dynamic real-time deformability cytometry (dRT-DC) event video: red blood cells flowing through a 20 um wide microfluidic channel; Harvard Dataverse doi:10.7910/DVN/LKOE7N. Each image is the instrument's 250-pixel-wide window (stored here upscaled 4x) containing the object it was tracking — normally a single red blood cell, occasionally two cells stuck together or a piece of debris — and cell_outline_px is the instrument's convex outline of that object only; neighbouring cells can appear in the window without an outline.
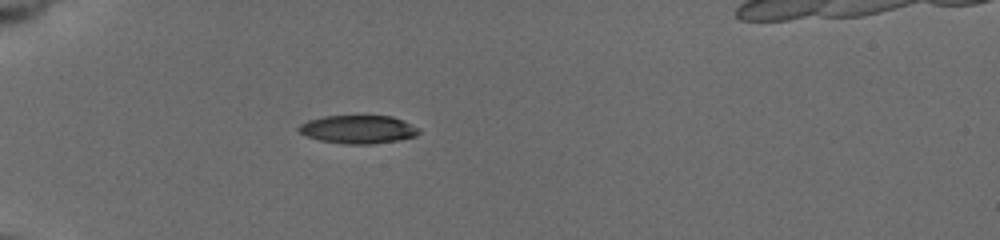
{"species": "common noctule bat (a hibernating species)", "species_latin": "Nyctalus noctula", "temperature_condition": "cold", "stored_images_in_passage": 10, "camera_frame_rate_fps": 3000, "um_per_image_px": 0.085, "animal": {"sex": "female", "body_mass_g": 19.5, "forearm_length_mm": 54.1}, "frame": {"image": 1, "passage_image": 6, "time_ms": 3.0, "image_size_px": [1000, 240], "cell_outline_px": [[420, 132], [416, 136], [396, 140], [372, 144], [344, 144], [320, 140], [308, 136], [300, 132], [296, 128], [300, 124], [308, 120], [324, 116], [392, 116], [404, 120], [420, 128]], "centroid_in_image_um": [30.46, 10.99], "position_along_channel_um": 54.5, "area_um2": 19.77}}